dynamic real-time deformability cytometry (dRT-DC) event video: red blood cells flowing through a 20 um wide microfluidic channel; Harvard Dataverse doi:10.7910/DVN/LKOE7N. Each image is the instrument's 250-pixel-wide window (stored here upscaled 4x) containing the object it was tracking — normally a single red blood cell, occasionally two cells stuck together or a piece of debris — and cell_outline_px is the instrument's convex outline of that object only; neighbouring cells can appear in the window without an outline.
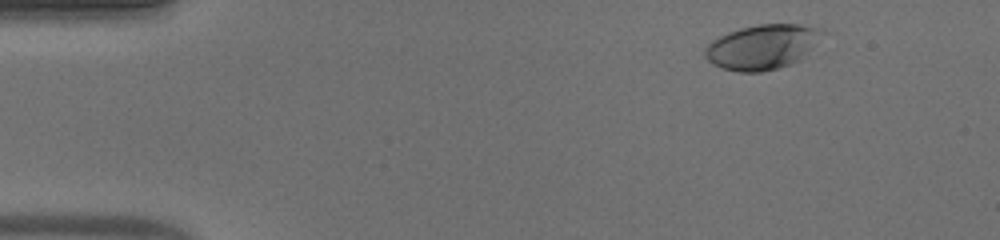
{"species": "human", "species_latin": "Homo sapiens", "temperature_condition": "warm", "stored_images_in_passage": 52, "camera_frame_rate_fps": 3000, "um_per_image_px": 0.085, "donor": {"sex": "male"}, "frame": {"image": 1, "passage_image": 5, "time_ms": 1.333, "image_size_px": [1000, 240], "cell_outline_px": [[828, 32], [800, 60], [776, 68], [760, 72], [740, 72], [720, 68], [712, 64], [704, 56], [704, 48], [712, 40], [728, 32], [740, 28], [760, 24], [800, 24], [824, 28]], "centroid_in_image_um": [64.83, 3.97], "position_along_channel_um": 20.2, "area_um2": 30.92}}
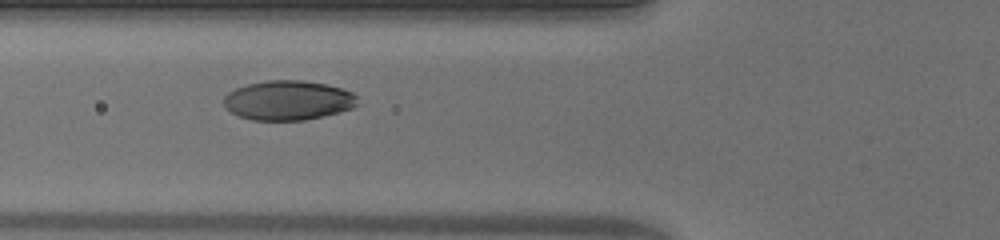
{"frame": {"image": 2, "passage_image": 19, "time_ms": 6.0, "image_size_px": [1000, 240], "cell_outline_px": [[360, 104], [352, 108], [340, 112], [304, 120], [252, 120], [240, 116], [232, 112], [224, 104], [224, 96], [228, 92], [236, 88], [248, 84], [268, 80], [300, 80], [328, 84], [344, 88], [352, 92], [356, 96]], "centroid_in_image_um": [24.54, 8.52], "position_along_channel_um": 101.3, "area_um2": 30.92}}
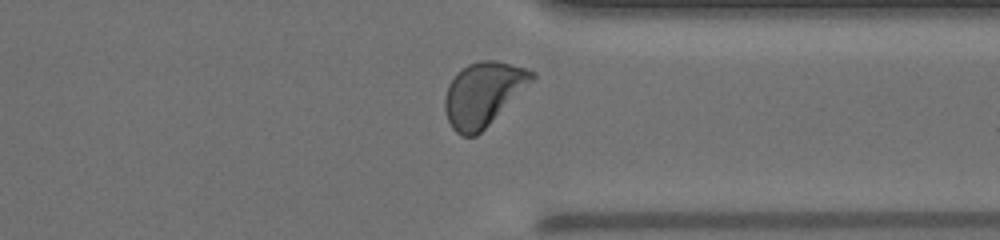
{"frame": {"image": 3, "passage_image": 40, "time_ms": 13.0, "image_size_px": [1000, 240], "cell_outline_px": [[536, 76], [476, 136], [460, 136], [452, 128], [448, 120], [444, 108], [444, 96], [448, 84], [456, 72], [468, 64], [480, 60], [496, 60], [524, 68], [536, 72]], "centroid_in_image_um": [41.01, 7.97], "position_along_channel_um": 370.4, "area_um2": 31.85}, "authors_computed_cell_mechanics": {"area_um2": 31.0964, "velocity_mm_per_s": 3.8641, "shape_relaxation_time_tau1_ms": 2.2569, "shape_relaxation_time_tau2_ms": null, "deformation_change_tau1": 0.1615, "deformation_change_tau2": null}}